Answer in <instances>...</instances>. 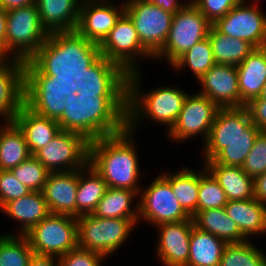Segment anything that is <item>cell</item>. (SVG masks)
Here are the masks:
<instances>
[{"label":"cell","instance_id":"obj_20","mask_svg":"<svg viewBox=\"0 0 266 266\" xmlns=\"http://www.w3.org/2000/svg\"><path fill=\"white\" fill-rule=\"evenodd\" d=\"M193 219L157 225L159 239L155 248L157 257L164 266H186Z\"/></svg>","mask_w":266,"mask_h":266},{"label":"cell","instance_id":"obj_33","mask_svg":"<svg viewBox=\"0 0 266 266\" xmlns=\"http://www.w3.org/2000/svg\"><path fill=\"white\" fill-rule=\"evenodd\" d=\"M138 195L136 191L108 187L92 214L101 218L138 220L139 203L136 204L137 206L133 205L131 208Z\"/></svg>","mask_w":266,"mask_h":266},{"label":"cell","instance_id":"obj_27","mask_svg":"<svg viewBox=\"0 0 266 266\" xmlns=\"http://www.w3.org/2000/svg\"><path fill=\"white\" fill-rule=\"evenodd\" d=\"M224 208L247 240L266 233V204L251 198L228 201Z\"/></svg>","mask_w":266,"mask_h":266},{"label":"cell","instance_id":"obj_10","mask_svg":"<svg viewBox=\"0 0 266 266\" xmlns=\"http://www.w3.org/2000/svg\"><path fill=\"white\" fill-rule=\"evenodd\" d=\"M99 49L103 57L119 64L128 74L140 70L139 57L154 59L141 44L134 23L125 12L99 44Z\"/></svg>","mask_w":266,"mask_h":266},{"label":"cell","instance_id":"obj_7","mask_svg":"<svg viewBox=\"0 0 266 266\" xmlns=\"http://www.w3.org/2000/svg\"><path fill=\"white\" fill-rule=\"evenodd\" d=\"M76 219L78 247L98 252L105 257L120 249L139 223V220L101 218L93 214H85Z\"/></svg>","mask_w":266,"mask_h":266},{"label":"cell","instance_id":"obj_32","mask_svg":"<svg viewBox=\"0 0 266 266\" xmlns=\"http://www.w3.org/2000/svg\"><path fill=\"white\" fill-rule=\"evenodd\" d=\"M226 245L222 239L193 226L186 266H219Z\"/></svg>","mask_w":266,"mask_h":266},{"label":"cell","instance_id":"obj_23","mask_svg":"<svg viewBox=\"0 0 266 266\" xmlns=\"http://www.w3.org/2000/svg\"><path fill=\"white\" fill-rule=\"evenodd\" d=\"M240 107L258 98L266 82V47L255 48L238 66Z\"/></svg>","mask_w":266,"mask_h":266},{"label":"cell","instance_id":"obj_12","mask_svg":"<svg viewBox=\"0 0 266 266\" xmlns=\"http://www.w3.org/2000/svg\"><path fill=\"white\" fill-rule=\"evenodd\" d=\"M89 141L82 135L60 130L44 147L33 155L49 172L82 169L88 163Z\"/></svg>","mask_w":266,"mask_h":266},{"label":"cell","instance_id":"obj_44","mask_svg":"<svg viewBox=\"0 0 266 266\" xmlns=\"http://www.w3.org/2000/svg\"><path fill=\"white\" fill-rule=\"evenodd\" d=\"M200 12L213 24L224 17L233 7L239 6L246 0H190Z\"/></svg>","mask_w":266,"mask_h":266},{"label":"cell","instance_id":"obj_24","mask_svg":"<svg viewBox=\"0 0 266 266\" xmlns=\"http://www.w3.org/2000/svg\"><path fill=\"white\" fill-rule=\"evenodd\" d=\"M3 210V211H2ZM1 211L17 222H20L19 233L8 235L27 234L36 224L50 214L47 202L42 191H32L28 195L7 202Z\"/></svg>","mask_w":266,"mask_h":266},{"label":"cell","instance_id":"obj_6","mask_svg":"<svg viewBox=\"0 0 266 266\" xmlns=\"http://www.w3.org/2000/svg\"><path fill=\"white\" fill-rule=\"evenodd\" d=\"M48 36L36 3L7 10L5 56L8 59L29 60Z\"/></svg>","mask_w":266,"mask_h":266},{"label":"cell","instance_id":"obj_49","mask_svg":"<svg viewBox=\"0 0 266 266\" xmlns=\"http://www.w3.org/2000/svg\"><path fill=\"white\" fill-rule=\"evenodd\" d=\"M28 266H59V257L34 253L29 260Z\"/></svg>","mask_w":266,"mask_h":266},{"label":"cell","instance_id":"obj_8","mask_svg":"<svg viewBox=\"0 0 266 266\" xmlns=\"http://www.w3.org/2000/svg\"><path fill=\"white\" fill-rule=\"evenodd\" d=\"M212 23L188 0L173 15L167 41L154 59L165 58L171 65L194 44L208 37ZM164 56V57H163Z\"/></svg>","mask_w":266,"mask_h":266},{"label":"cell","instance_id":"obj_38","mask_svg":"<svg viewBox=\"0 0 266 266\" xmlns=\"http://www.w3.org/2000/svg\"><path fill=\"white\" fill-rule=\"evenodd\" d=\"M33 254L25 236L0 235V266H28Z\"/></svg>","mask_w":266,"mask_h":266},{"label":"cell","instance_id":"obj_4","mask_svg":"<svg viewBox=\"0 0 266 266\" xmlns=\"http://www.w3.org/2000/svg\"><path fill=\"white\" fill-rule=\"evenodd\" d=\"M140 75L139 70L128 74L127 128L131 132L136 131L141 119L146 116V119L148 117L167 126L168 133L177 121L188 94L171 85L145 93L141 90Z\"/></svg>","mask_w":266,"mask_h":266},{"label":"cell","instance_id":"obj_36","mask_svg":"<svg viewBox=\"0 0 266 266\" xmlns=\"http://www.w3.org/2000/svg\"><path fill=\"white\" fill-rule=\"evenodd\" d=\"M216 64L209 38L194 44L188 51L181 55L172 65L176 70L189 67L196 79H200Z\"/></svg>","mask_w":266,"mask_h":266},{"label":"cell","instance_id":"obj_50","mask_svg":"<svg viewBox=\"0 0 266 266\" xmlns=\"http://www.w3.org/2000/svg\"><path fill=\"white\" fill-rule=\"evenodd\" d=\"M7 28V10L0 5V48L5 55V36Z\"/></svg>","mask_w":266,"mask_h":266},{"label":"cell","instance_id":"obj_18","mask_svg":"<svg viewBox=\"0 0 266 266\" xmlns=\"http://www.w3.org/2000/svg\"><path fill=\"white\" fill-rule=\"evenodd\" d=\"M111 0H82L76 31L88 41L100 44L125 12V3Z\"/></svg>","mask_w":266,"mask_h":266},{"label":"cell","instance_id":"obj_21","mask_svg":"<svg viewBox=\"0 0 266 266\" xmlns=\"http://www.w3.org/2000/svg\"><path fill=\"white\" fill-rule=\"evenodd\" d=\"M23 104L24 61L7 59L0 64V117L2 122L13 121Z\"/></svg>","mask_w":266,"mask_h":266},{"label":"cell","instance_id":"obj_40","mask_svg":"<svg viewBox=\"0 0 266 266\" xmlns=\"http://www.w3.org/2000/svg\"><path fill=\"white\" fill-rule=\"evenodd\" d=\"M12 174L31 191H42L50 172L34 156L10 170Z\"/></svg>","mask_w":266,"mask_h":266},{"label":"cell","instance_id":"obj_46","mask_svg":"<svg viewBox=\"0 0 266 266\" xmlns=\"http://www.w3.org/2000/svg\"><path fill=\"white\" fill-rule=\"evenodd\" d=\"M245 107L254 125L260 131H266V100H251Z\"/></svg>","mask_w":266,"mask_h":266},{"label":"cell","instance_id":"obj_42","mask_svg":"<svg viewBox=\"0 0 266 266\" xmlns=\"http://www.w3.org/2000/svg\"><path fill=\"white\" fill-rule=\"evenodd\" d=\"M242 169L253 179L266 172V131H260L256 136Z\"/></svg>","mask_w":266,"mask_h":266},{"label":"cell","instance_id":"obj_14","mask_svg":"<svg viewBox=\"0 0 266 266\" xmlns=\"http://www.w3.org/2000/svg\"><path fill=\"white\" fill-rule=\"evenodd\" d=\"M259 132L246 107L220 108L203 146V161L213 160L229 141L236 138H256Z\"/></svg>","mask_w":266,"mask_h":266},{"label":"cell","instance_id":"obj_34","mask_svg":"<svg viewBox=\"0 0 266 266\" xmlns=\"http://www.w3.org/2000/svg\"><path fill=\"white\" fill-rule=\"evenodd\" d=\"M182 168L175 173L161 175L170 183L171 189L182 208L193 217L197 213L200 171Z\"/></svg>","mask_w":266,"mask_h":266},{"label":"cell","instance_id":"obj_11","mask_svg":"<svg viewBox=\"0 0 266 266\" xmlns=\"http://www.w3.org/2000/svg\"><path fill=\"white\" fill-rule=\"evenodd\" d=\"M141 44L155 56L167 41L173 15L144 0H123Z\"/></svg>","mask_w":266,"mask_h":266},{"label":"cell","instance_id":"obj_15","mask_svg":"<svg viewBox=\"0 0 266 266\" xmlns=\"http://www.w3.org/2000/svg\"><path fill=\"white\" fill-rule=\"evenodd\" d=\"M220 108L205 95L194 93L187 95L177 121L166 133L174 142H184L193 136L201 135L205 143L209 137L211 126Z\"/></svg>","mask_w":266,"mask_h":266},{"label":"cell","instance_id":"obj_51","mask_svg":"<svg viewBox=\"0 0 266 266\" xmlns=\"http://www.w3.org/2000/svg\"><path fill=\"white\" fill-rule=\"evenodd\" d=\"M36 3V0H0V5L6 10Z\"/></svg>","mask_w":266,"mask_h":266},{"label":"cell","instance_id":"obj_53","mask_svg":"<svg viewBox=\"0 0 266 266\" xmlns=\"http://www.w3.org/2000/svg\"><path fill=\"white\" fill-rule=\"evenodd\" d=\"M8 58L3 54L1 48H0V64H2L4 61H6Z\"/></svg>","mask_w":266,"mask_h":266},{"label":"cell","instance_id":"obj_31","mask_svg":"<svg viewBox=\"0 0 266 266\" xmlns=\"http://www.w3.org/2000/svg\"><path fill=\"white\" fill-rule=\"evenodd\" d=\"M194 226L222 239L227 244L247 241L236 223L228 217L225 208L206 209L193 217Z\"/></svg>","mask_w":266,"mask_h":266},{"label":"cell","instance_id":"obj_35","mask_svg":"<svg viewBox=\"0 0 266 266\" xmlns=\"http://www.w3.org/2000/svg\"><path fill=\"white\" fill-rule=\"evenodd\" d=\"M216 64L238 66L255 47L248 41L231 38L211 26L208 34Z\"/></svg>","mask_w":266,"mask_h":266},{"label":"cell","instance_id":"obj_5","mask_svg":"<svg viewBox=\"0 0 266 266\" xmlns=\"http://www.w3.org/2000/svg\"><path fill=\"white\" fill-rule=\"evenodd\" d=\"M72 92H78L74 78L46 76L24 61V104L32 111L58 120L66 107L65 97Z\"/></svg>","mask_w":266,"mask_h":266},{"label":"cell","instance_id":"obj_28","mask_svg":"<svg viewBox=\"0 0 266 266\" xmlns=\"http://www.w3.org/2000/svg\"><path fill=\"white\" fill-rule=\"evenodd\" d=\"M203 165L223 188L228 201L254 198L253 178L242 167L217 164L214 160L204 161Z\"/></svg>","mask_w":266,"mask_h":266},{"label":"cell","instance_id":"obj_3","mask_svg":"<svg viewBox=\"0 0 266 266\" xmlns=\"http://www.w3.org/2000/svg\"><path fill=\"white\" fill-rule=\"evenodd\" d=\"M101 56L99 45L76 30L50 33L29 61L44 75L76 78Z\"/></svg>","mask_w":266,"mask_h":266},{"label":"cell","instance_id":"obj_13","mask_svg":"<svg viewBox=\"0 0 266 266\" xmlns=\"http://www.w3.org/2000/svg\"><path fill=\"white\" fill-rule=\"evenodd\" d=\"M139 196V221L143 219L157 226L192 219L179 204L170 183L161 174L146 189L142 188Z\"/></svg>","mask_w":266,"mask_h":266},{"label":"cell","instance_id":"obj_19","mask_svg":"<svg viewBox=\"0 0 266 266\" xmlns=\"http://www.w3.org/2000/svg\"><path fill=\"white\" fill-rule=\"evenodd\" d=\"M200 94L205 95L219 108H239L240 92L236 66L215 64L199 80Z\"/></svg>","mask_w":266,"mask_h":266},{"label":"cell","instance_id":"obj_17","mask_svg":"<svg viewBox=\"0 0 266 266\" xmlns=\"http://www.w3.org/2000/svg\"><path fill=\"white\" fill-rule=\"evenodd\" d=\"M77 94L128 95V73L102 55L76 78Z\"/></svg>","mask_w":266,"mask_h":266},{"label":"cell","instance_id":"obj_22","mask_svg":"<svg viewBox=\"0 0 266 266\" xmlns=\"http://www.w3.org/2000/svg\"><path fill=\"white\" fill-rule=\"evenodd\" d=\"M77 189L78 170L50 172L42 190L50 213L76 218Z\"/></svg>","mask_w":266,"mask_h":266},{"label":"cell","instance_id":"obj_25","mask_svg":"<svg viewBox=\"0 0 266 266\" xmlns=\"http://www.w3.org/2000/svg\"><path fill=\"white\" fill-rule=\"evenodd\" d=\"M13 121L23 131L32 155L61 130L57 120L37 114L25 104L21 106Z\"/></svg>","mask_w":266,"mask_h":266},{"label":"cell","instance_id":"obj_45","mask_svg":"<svg viewBox=\"0 0 266 266\" xmlns=\"http://www.w3.org/2000/svg\"><path fill=\"white\" fill-rule=\"evenodd\" d=\"M104 259L98 252L76 247L59 257V266H102Z\"/></svg>","mask_w":266,"mask_h":266},{"label":"cell","instance_id":"obj_52","mask_svg":"<svg viewBox=\"0 0 266 266\" xmlns=\"http://www.w3.org/2000/svg\"><path fill=\"white\" fill-rule=\"evenodd\" d=\"M252 100H266V82L261 90L260 95L258 96V98L252 99Z\"/></svg>","mask_w":266,"mask_h":266},{"label":"cell","instance_id":"obj_30","mask_svg":"<svg viewBox=\"0 0 266 266\" xmlns=\"http://www.w3.org/2000/svg\"><path fill=\"white\" fill-rule=\"evenodd\" d=\"M0 124V170H11L32 154L23 131L14 121Z\"/></svg>","mask_w":266,"mask_h":266},{"label":"cell","instance_id":"obj_2","mask_svg":"<svg viewBox=\"0 0 266 266\" xmlns=\"http://www.w3.org/2000/svg\"><path fill=\"white\" fill-rule=\"evenodd\" d=\"M134 133L126 128L118 134L89 142L88 163L109 188L128 189L139 194L140 166Z\"/></svg>","mask_w":266,"mask_h":266},{"label":"cell","instance_id":"obj_26","mask_svg":"<svg viewBox=\"0 0 266 266\" xmlns=\"http://www.w3.org/2000/svg\"><path fill=\"white\" fill-rule=\"evenodd\" d=\"M82 0H36L42 26L50 34L76 29Z\"/></svg>","mask_w":266,"mask_h":266},{"label":"cell","instance_id":"obj_43","mask_svg":"<svg viewBox=\"0 0 266 266\" xmlns=\"http://www.w3.org/2000/svg\"><path fill=\"white\" fill-rule=\"evenodd\" d=\"M32 192L9 170H0V209L9 201Z\"/></svg>","mask_w":266,"mask_h":266},{"label":"cell","instance_id":"obj_48","mask_svg":"<svg viewBox=\"0 0 266 266\" xmlns=\"http://www.w3.org/2000/svg\"><path fill=\"white\" fill-rule=\"evenodd\" d=\"M144 1L152 3L157 7H160L163 10L172 14H175L176 12L181 10L185 6V4H187V1H183L184 3H182L179 0H144Z\"/></svg>","mask_w":266,"mask_h":266},{"label":"cell","instance_id":"obj_41","mask_svg":"<svg viewBox=\"0 0 266 266\" xmlns=\"http://www.w3.org/2000/svg\"><path fill=\"white\" fill-rule=\"evenodd\" d=\"M256 138H236L213 159L217 164L242 167Z\"/></svg>","mask_w":266,"mask_h":266},{"label":"cell","instance_id":"obj_39","mask_svg":"<svg viewBox=\"0 0 266 266\" xmlns=\"http://www.w3.org/2000/svg\"><path fill=\"white\" fill-rule=\"evenodd\" d=\"M228 199L218 181L206 169L200 170V186L197 212L206 209L224 208Z\"/></svg>","mask_w":266,"mask_h":266},{"label":"cell","instance_id":"obj_47","mask_svg":"<svg viewBox=\"0 0 266 266\" xmlns=\"http://www.w3.org/2000/svg\"><path fill=\"white\" fill-rule=\"evenodd\" d=\"M254 198L263 204H266V172L253 179Z\"/></svg>","mask_w":266,"mask_h":266},{"label":"cell","instance_id":"obj_9","mask_svg":"<svg viewBox=\"0 0 266 266\" xmlns=\"http://www.w3.org/2000/svg\"><path fill=\"white\" fill-rule=\"evenodd\" d=\"M24 236L35 254L60 257L78 247L77 219L50 213Z\"/></svg>","mask_w":266,"mask_h":266},{"label":"cell","instance_id":"obj_16","mask_svg":"<svg viewBox=\"0 0 266 266\" xmlns=\"http://www.w3.org/2000/svg\"><path fill=\"white\" fill-rule=\"evenodd\" d=\"M245 4L233 7L212 26L231 38L248 41L255 48L266 47V14L258 8L256 2Z\"/></svg>","mask_w":266,"mask_h":266},{"label":"cell","instance_id":"obj_1","mask_svg":"<svg viewBox=\"0 0 266 266\" xmlns=\"http://www.w3.org/2000/svg\"><path fill=\"white\" fill-rule=\"evenodd\" d=\"M128 95L70 93L57 120L61 130L82 135L89 142L127 128Z\"/></svg>","mask_w":266,"mask_h":266},{"label":"cell","instance_id":"obj_37","mask_svg":"<svg viewBox=\"0 0 266 266\" xmlns=\"http://www.w3.org/2000/svg\"><path fill=\"white\" fill-rule=\"evenodd\" d=\"M219 266H266V254L250 240L227 244Z\"/></svg>","mask_w":266,"mask_h":266},{"label":"cell","instance_id":"obj_29","mask_svg":"<svg viewBox=\"0 0 266 266\" xmlns=\"http://www.w3.org/2000/svg\"><path fill=\"white\" fill-rule=\"evenodd\" d=\"M107 188V183L102 176L89 163L78 170L76 218L85 214H92Z\"/></svg>","mask_w":266,"mask_h":266}]
</instances>
